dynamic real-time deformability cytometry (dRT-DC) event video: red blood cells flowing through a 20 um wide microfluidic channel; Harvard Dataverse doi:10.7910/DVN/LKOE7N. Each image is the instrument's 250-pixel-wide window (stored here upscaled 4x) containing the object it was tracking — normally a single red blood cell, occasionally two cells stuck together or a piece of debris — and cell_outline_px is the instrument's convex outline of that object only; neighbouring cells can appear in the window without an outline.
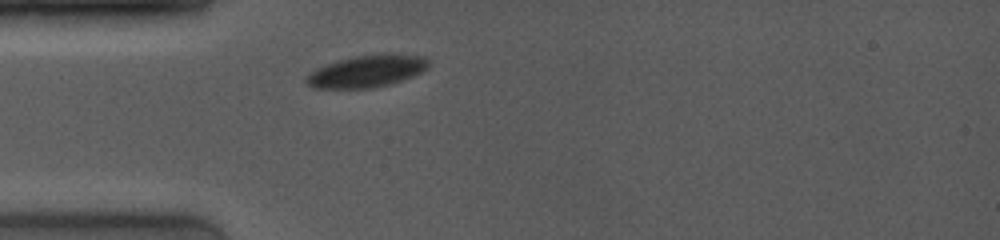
{"species": "common noctule bat (a hibernating species)", "species_latin": "Nyctalus noctula", "temperature_condition": "room temperature", "stored_images_in_passage": 43, "camera_frame_rate_fps": 4000, "um_per_image_px": 0.085, "animal": {"sex": "female", "body_mass_g": 19.0, "forearm_length_mm": 53.3}, "frame": {"image": 1, "passage_image": 1, "time_ms": 0.0, "image_size_px": [1000, 240], "cell_outline_px": [[428, 68], [412, 76], [388, 84], [372, 88], [312, 88], [304, 80], [304, 76], [316, 68], [352, 56], [424, 56], [428, 60]], "centroid_in_image_um": [31.08, 6.09], "position_along_channel_um": 53.9, "area_um2": 21.96}}
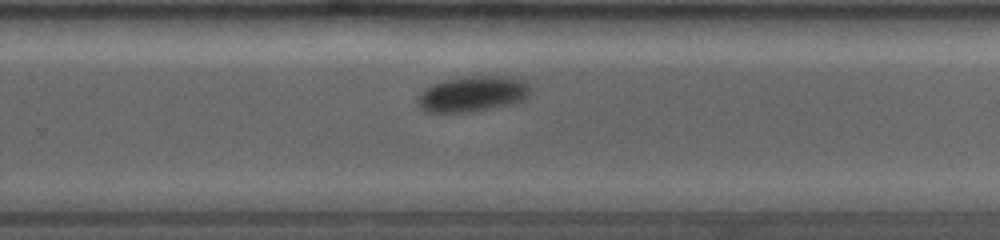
{"frame": {"image": 2, "passage_image": 26, "time_ms": 6.25, "image_size_px": [1000, 240], "cell_outline_px": [[528, 92], [524, 100], [512, 104], [468, 112], [424, 112], [420, 108], [416, 100], [416, 96], [424, 88], [432, 84], [444, 80], [468, 76], [508, 76], [524, 80], [528, 84]], "centroid_in_image_um": [40.11, 7.98], "position_along_channel_um": 289.7, "area_um2": 23.47}}
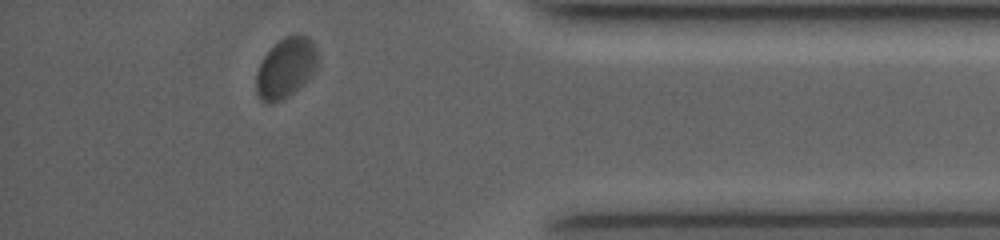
{"frame": {"image": 3, "passage_image": 40, "time_ms": 9.75, "image_size_px": [1000, 240], "cell_outline_px": [[320, 64], [312, 76], [288, 96], [280, 100], [260, 100], [256, 92], [256, 72], [264, 56], [284, 36], [308, 36], [316, 44], [320, 56]], "centroid_in_image_um": [24.37, 5.73], "position_along_channel_um": 410.8, "area_um2": 21.5}, "authors_computed_cell_mechanics": {"area_um2": 23.6402, "velocity_mm_per_s": 3.8852, "shape_relaxation_time_tau1_ms": 1.5972, "shape_relaxation_time_tau2_ms": null, "deformation_change_tau1": 0.0469, "deformation_change_tau2": null}}